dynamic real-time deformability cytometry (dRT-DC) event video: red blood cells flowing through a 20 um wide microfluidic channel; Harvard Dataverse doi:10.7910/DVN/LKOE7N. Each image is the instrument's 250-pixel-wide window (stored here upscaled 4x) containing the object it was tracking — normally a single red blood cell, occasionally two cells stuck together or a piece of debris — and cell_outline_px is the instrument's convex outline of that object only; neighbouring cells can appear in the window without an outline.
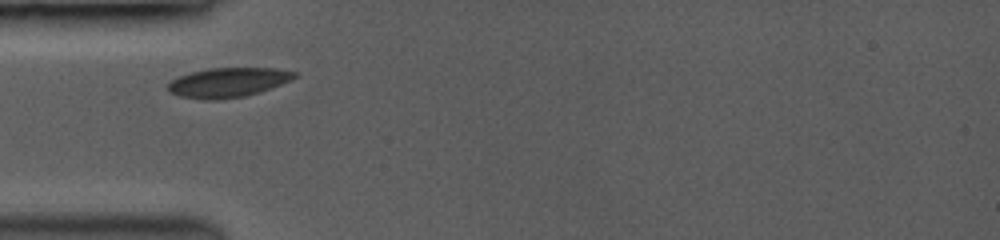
{"species": "common noctule bat (a hibernating species)", "species_latin": "Nyctalus noctula", "temperature_condition": "room temperature", "stored_images_in_passage": 33, "camera_frame_rate_fps": 3500, "um_per_image_px": 0.085, "animal": {"sex": "female", "body_mass_g": 19.0, "forearm_length_mm": 53.3}, "frame": {"image": 1, "passage_image": 1, "time_ms": 0.0, "image_size_px": [1000, 240], "cell_outline_px": [[296, 76], [280, 84], [244, 96], [212, 100], [180, 96], [172, 92], [168, 88], [168, 84], [172, 80], [180, 76], [192, 72], [208, 68], [276, 68], [296, 72]], "centroid_in_image_um": [19.36, 6.99], "position_along_channel_um": 65.6, "area_um2": 21.1}}
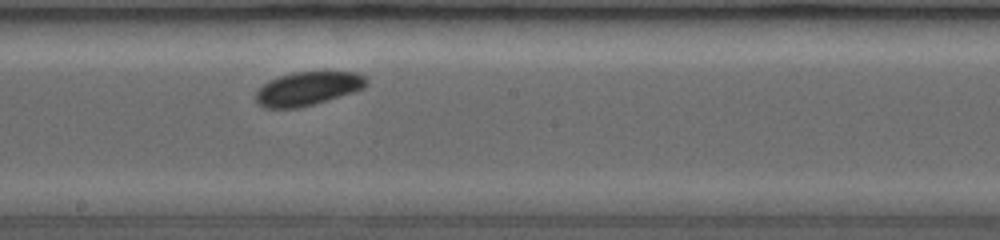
{"frame": {"image": 2, "passage_image": 15, "time_ms": 4.0, "image_size_px": [1000, 240], "cell_outline_px": [[368, 84], [364, 88], [352, 92], [312, 104], [296, 108], [268, 108], [260, 104], [256, 100], [256, 92], [268, 80], [292, 72], [356, 72], [364, 76], [368, 80]], "centroid_in_image_um": [26.17, 7.51], "position_along_channel_um": 222.0, "area_um2": 21.33}}
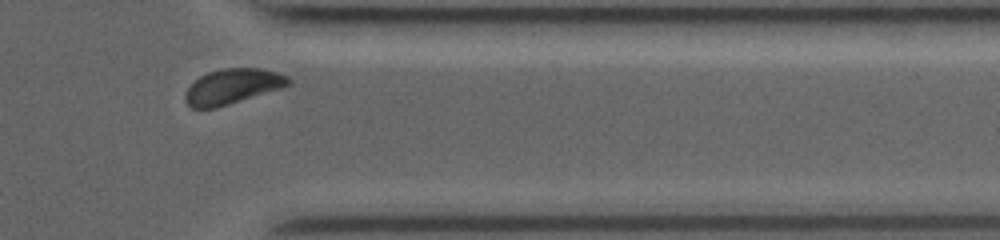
{"frame": {"image": 3, "passage_image": 30, "time_ms": 8.286, "image_size_px": [1000, 240], "cell_outline_px": [[292, 80], [284, 88], [216, 108], [192, 108], [184, 100], [184, 96], [188, 88], [200, 76], [208, 72], [224, 68], [260, 68], [276, 72], [288, 76]], "centroid_in_image_um": [19.79, 7.35], "position_along_channel_um": 391.6, "area_um2": 21.15}, "authors_computed_cell_mechanics": {"area_um2": 21.2704, "velocity_mm_per_s": 3.9452, "shape_relaxation_time_tau1_ms": 4.2507, "shape_relaxation_time_tau2_ms": null, "deformation_change_tau1": 0.1056, "deformation_change_tau2": null}}